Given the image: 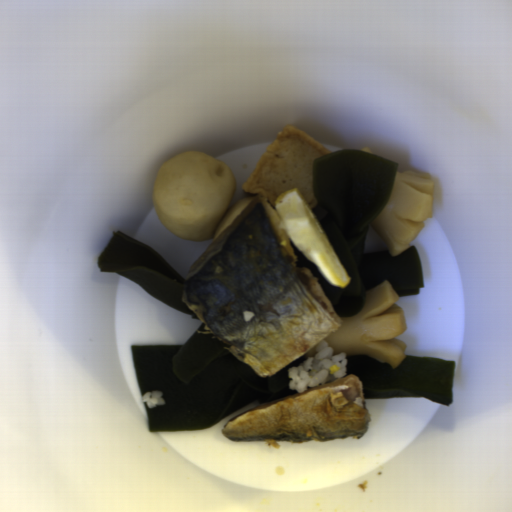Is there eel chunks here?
<instances>
[{"mask_svg": "<svg viewBox=\"0 0 512 512\" xmlns=\"http://www.w3.org/2000/svg\"><path fill=\"white\" fill-rule=\"evenodd\" d=\"M371 414L357 375L261 403L227 421L221 433L234 442L291 444L362 438Z\"/></svg>", "mask_w": 512, "mask_h": 512, "instance_id": "eel-chunks-1", "label": "eel chunks"}]
</instances>
